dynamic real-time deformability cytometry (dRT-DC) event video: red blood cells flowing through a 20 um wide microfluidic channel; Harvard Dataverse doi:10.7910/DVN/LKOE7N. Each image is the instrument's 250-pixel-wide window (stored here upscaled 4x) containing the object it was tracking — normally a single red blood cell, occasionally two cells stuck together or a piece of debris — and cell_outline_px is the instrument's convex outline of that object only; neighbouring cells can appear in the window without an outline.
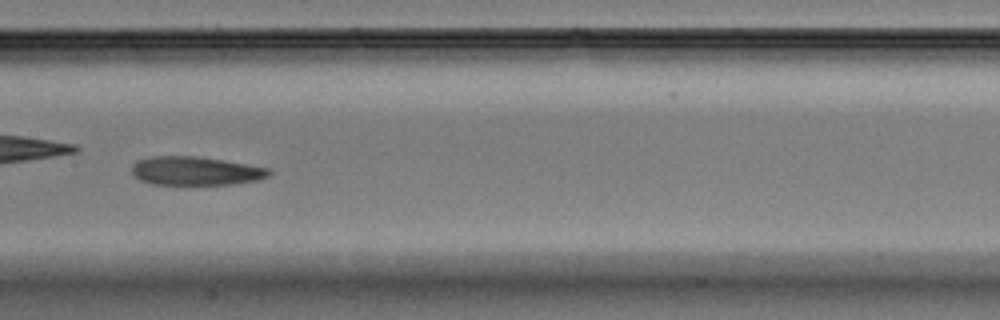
{"species": "Egyptian fruit bat (a non-hibernating species)", "species_latin": "Rousettus aegyptiacus", "temperature_condition": "warm", "stored_images_in_passage": 29, "camera_frame_rate_fps": 3000, "um_per_image_px": 0.085, "animal": {"sex": "male"}, "frame": {"image": 1, "passage_image": 9, "time_ms": 2.667, "image_size_px": [1000, 320], "cell_outline_px": [[272, 172], [268, 176], [260, 180], [232, 184], [152, 184], [140, 180], [132, 172], [132, 164], [136, 160], [152, 156], [196, 156], [268, 168]], "centroid_in_image_um": [16.6, 14.53], "position_along_channel_um": 190.8, "area_um2": 22.72}}